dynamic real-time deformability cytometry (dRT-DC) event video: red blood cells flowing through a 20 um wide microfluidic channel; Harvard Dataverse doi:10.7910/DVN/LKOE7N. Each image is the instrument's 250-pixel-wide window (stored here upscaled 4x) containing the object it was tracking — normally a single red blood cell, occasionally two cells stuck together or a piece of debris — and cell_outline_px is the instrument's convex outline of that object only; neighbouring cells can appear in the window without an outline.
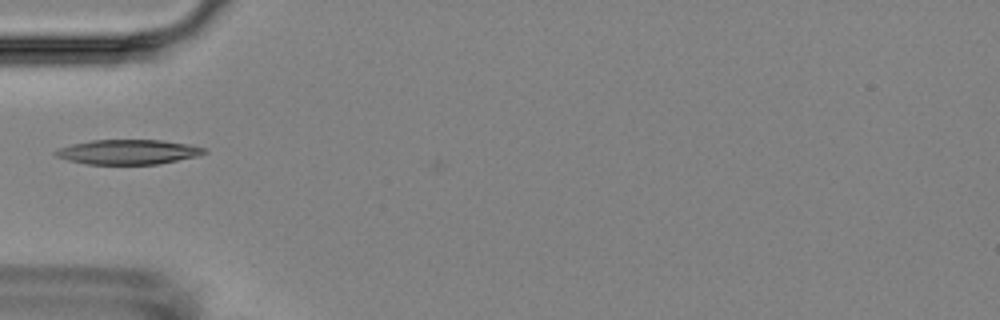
{"species": "Egyptian fruit bat (a non-hibernating species)", "species_latin": "Rousettus aegyptiacus", "temperature_condition": "room temperature", "stored_images_in_passage": 1, "camera_frame_rate_fps": 3000, "um_per_image_px": 0.085, "animal": {"sex": "female"}, "frame": {"image": 1, "passage_image": 1, "time_ms": 0.0, "image_size_px": [1000, 320], "cell_outline_px": [[208, 152], [200, 156], [156, 164], [88, 164], [68, 160], [56, 156], [52, 152], [60, 148], [72, 144], [92, 140], [160, 140], [188, 144], [204, 148]], "centroid_in_image_um": [10.91, 12.91], "position_along_channel_um": 74.1, "area_um2": 21.33}}